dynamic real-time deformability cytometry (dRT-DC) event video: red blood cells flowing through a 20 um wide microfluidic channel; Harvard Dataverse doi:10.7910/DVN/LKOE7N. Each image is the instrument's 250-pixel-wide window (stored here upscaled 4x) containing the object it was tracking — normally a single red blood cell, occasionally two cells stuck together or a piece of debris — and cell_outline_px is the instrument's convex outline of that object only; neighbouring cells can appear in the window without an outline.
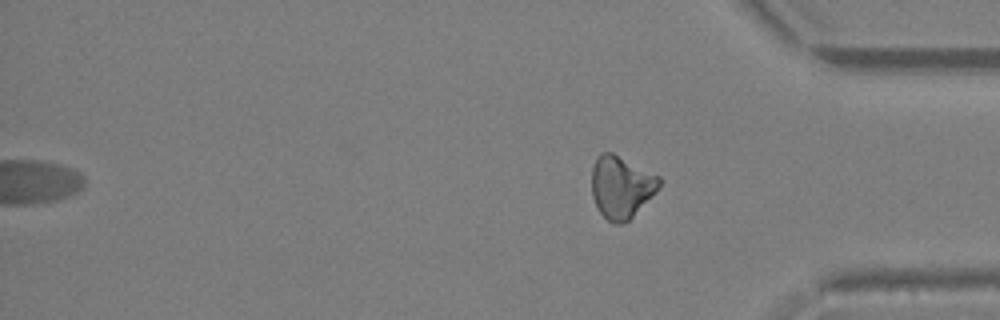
{"species": "Egyptian fruit bat (a non-hibernating species)", "species_latin": "Rousettus aegyptiacus", "temperature_condition": "warm", "stored_images_in_passage": 40, "segment_of_instrument_passage": [2, 2], "camera_frame_rate_fps": 3000, "um_per_image_px": 0.085, "animal": {"sex": "female"}, "frame": {"image": 1, "passage_image": 40, "time_ms": 13.0, "image_size_px": [1000, 320], "cell_outline_px": [[660, 184], [632, 216], [624, 224], [612, 224], [600, 212], [592, 196], [592, 168], [596, 156], [600, 152], [612, 152], [660, 176]], "centroid_in_image_um": [52.75, 15.86], "position_along_channel_um": 382.4, "area_um2": 24.1}}